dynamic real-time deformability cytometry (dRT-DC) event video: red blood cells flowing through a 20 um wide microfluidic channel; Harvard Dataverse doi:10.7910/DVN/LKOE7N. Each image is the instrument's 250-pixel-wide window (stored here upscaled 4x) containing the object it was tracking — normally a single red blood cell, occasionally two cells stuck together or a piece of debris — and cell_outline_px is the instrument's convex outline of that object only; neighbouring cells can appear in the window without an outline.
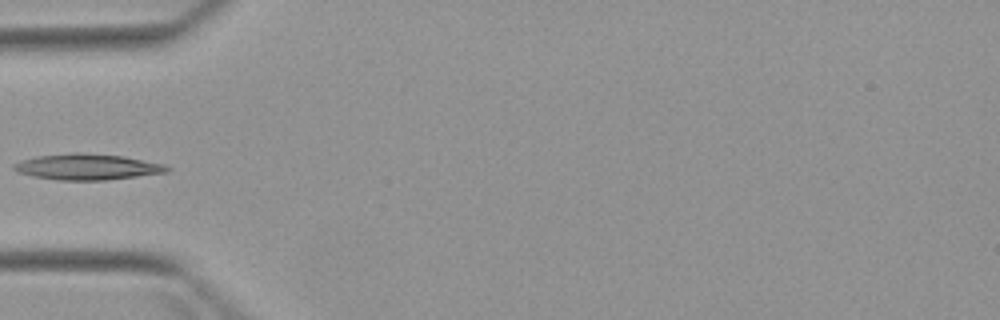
{"species": "Egyptian fruit bat (a non-hibernating species)", "species_latin": "Rousettus aegyptiacus", "temperature_condition": "warm", "stored_images_in_passage": 4, "camera_frame_rate_fps": 3000, "um_per_image_px": 0.085, "animal": {"sex": "female"}, "frame": {"image": 1, "passage_image": 3, "time_ms": 3.333, "image_size_px": [1000, 320], "cell_outline_px": [[172, 168], [168, 172], [108, 180], [56, 180], [32, 176], [20, 172], [12, 168], [12, 164], [20, 160], [36, 156], [76, 152], [80, 152], [124, 156], [164, 164]], "centroid_in_image_um": [7.42, 14.18], "position_along_channel_um": 77.6, "area_um2": 23.29}}
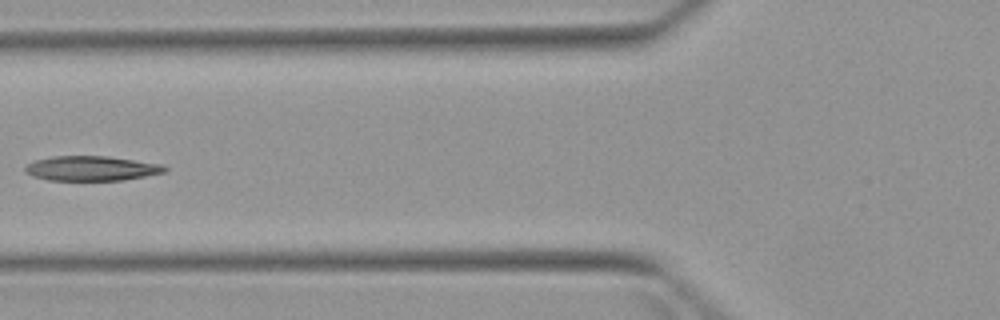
{"frame": {"image": 2, "passage_image": 4, "time_ms": 4.333, "image_size_px": [1000, 320], "cell_outline_px": [[168, 168], [164, 172], [124, 180], [48, 180], [32, 176], [24, 172], [24, 168], [28, 164], [36, 160], [52, 156], [108, 156], [164, 164]], "centroid_in_image_um": [7.78, 14.31], "position_along_channel_um": 118.0, "area_um2": 20.17}}